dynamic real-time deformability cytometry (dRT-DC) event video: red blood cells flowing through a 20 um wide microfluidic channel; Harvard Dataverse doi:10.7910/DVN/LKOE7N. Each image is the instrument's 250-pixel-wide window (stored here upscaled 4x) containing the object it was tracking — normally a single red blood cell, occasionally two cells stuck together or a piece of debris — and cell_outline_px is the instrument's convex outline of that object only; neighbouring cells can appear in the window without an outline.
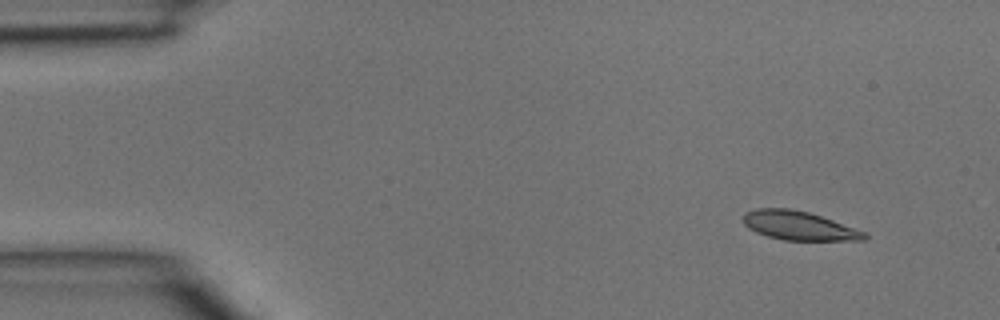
{"species": "common noctule bat (a hibernating species)", "species_latin": "Nyctalus noctula", "temperature_condition": "room temperature", "stored_images_in_passage": 4, "camera_frame_rate_fps": 3000, "um_per_image_px": 0.085, "animal": {"sex": "male", "body_mass_g": 15.6}, "frame": {"image": 1, "passage_image": 1, "time_ms": 0.0, "image_size_px": [1000, 320], "cell_outline_px": [[868, 236], [864, 240], [784, 240], [768, 236], [756, 232], [748, 228], [744, 224], [744, 212], [756, 208], [788, 208], [808, 212], [868, 232]], "centroid_in_image_um": [67.91, 19.18], "position_along_channel_um": 17.1, "area_um2": 20.35}}
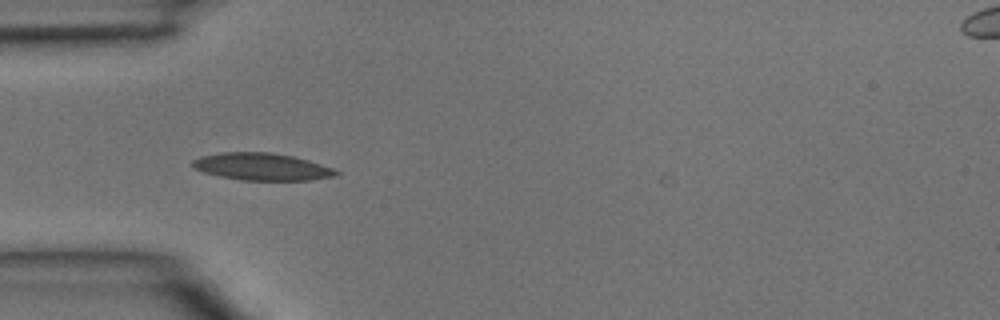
{"frame": {"image": 2, "passage_image": 3, "time_ms": 0.667, "image_size_px": [1000, 320], "cell_outline_px": [[340, 172], [336, 176], [312, 180], [240, 180], [220, 176], [204, 172], [192, 168], [192, 160], [200, 156], [220, 152], [272, 152], [292, 156], [308, 160], [332, 168]], "centroid_in_image_um": [22.23, 14.16], "position_along_channel_um": 62.8, "area_um2": 22.83}}